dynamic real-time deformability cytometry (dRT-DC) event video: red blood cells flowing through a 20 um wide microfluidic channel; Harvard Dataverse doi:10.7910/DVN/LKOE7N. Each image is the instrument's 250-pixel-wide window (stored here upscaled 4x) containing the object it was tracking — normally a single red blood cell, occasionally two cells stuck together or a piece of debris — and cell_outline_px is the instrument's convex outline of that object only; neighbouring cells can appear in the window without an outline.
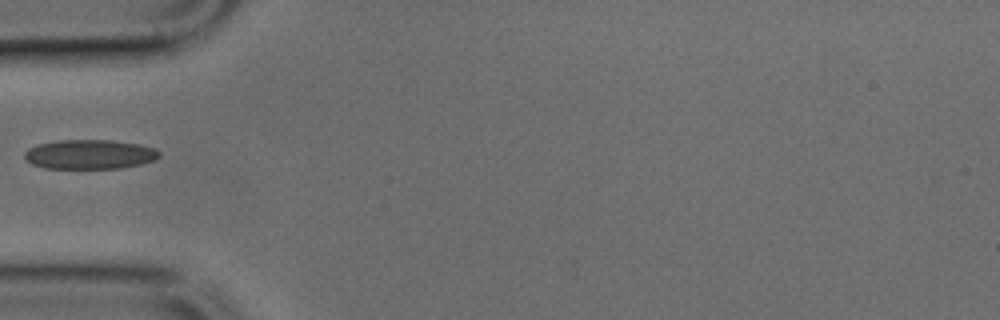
{"species": "common noctule bat (a hibernating species)", "species_latin": "Nyctalus noctula", "temperature_condition": "cold", "stored_images_in_passage": 3, "camera_frame_rate_fps": 3000, "um_per_image_px": 0.085, "animal": {"sex": "male", "body_mass_g": 17.9, "forearm_length_mm": 54.2}, "frame": {"image": 1, "passage_image": 1, "time_ms": 0.0, "image_size_px": [1000, 320], "cell_outline_px": [[160, 156], [156, 160], [140, 164], [120, 168], [44, 168], [32, 164], [24, 156], [24, 152], [28, 148], [40, 144], [56, 140], [112, 140], [140, 144], [152, 148], [160, 152]], "centroid_in_image_um": [7.63, 13.11], "position_along_channel_um": 77.4, "area_um2": 23.06}}